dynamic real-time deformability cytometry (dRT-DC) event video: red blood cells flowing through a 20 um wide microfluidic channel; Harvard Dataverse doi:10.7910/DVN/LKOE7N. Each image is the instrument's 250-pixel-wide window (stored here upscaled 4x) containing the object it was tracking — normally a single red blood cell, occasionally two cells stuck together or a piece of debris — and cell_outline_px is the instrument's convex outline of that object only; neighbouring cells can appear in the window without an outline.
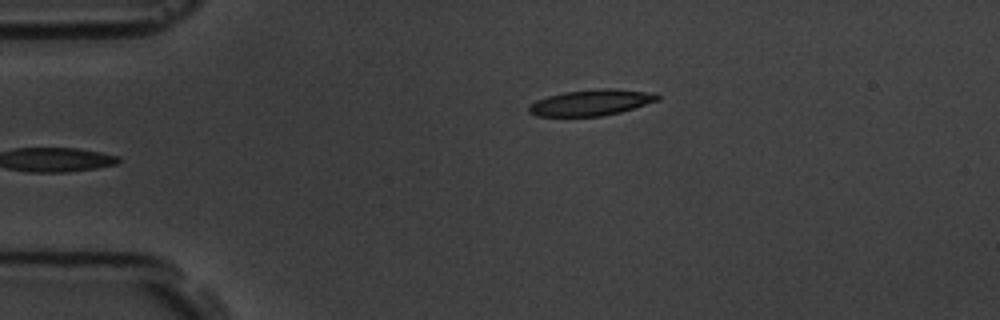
{"species": "common noctule bat (a hibernating species)", "species_latin": "Nyctalus noctula", "temperature_condition": "room temperature", "stored_images_in_passage": 6, "camera_frame_rate_fps": 3000, "um_per_image_px": 0.085, "animal": {"sex": "male", "body_mass_g": 19.5, "forearm_length_mm": 54.6}, "frame": {"image": 1, "passage_image": 6, "time_ms": 6.0, "image_size_px": [1000, 320], "cell_outline_px": [[660, 100], [620, 112], [600, 116], [536, 116], [528, 112], [528, 108], [536, 100], [548, 96], [564, 92], [600, 88], [608, 88], [656, 92], [660, 96]], "centroid_in_image_um": [50.29, 8.71], "position_along_channel_um": 34.7, "area_um2": 19.54}}